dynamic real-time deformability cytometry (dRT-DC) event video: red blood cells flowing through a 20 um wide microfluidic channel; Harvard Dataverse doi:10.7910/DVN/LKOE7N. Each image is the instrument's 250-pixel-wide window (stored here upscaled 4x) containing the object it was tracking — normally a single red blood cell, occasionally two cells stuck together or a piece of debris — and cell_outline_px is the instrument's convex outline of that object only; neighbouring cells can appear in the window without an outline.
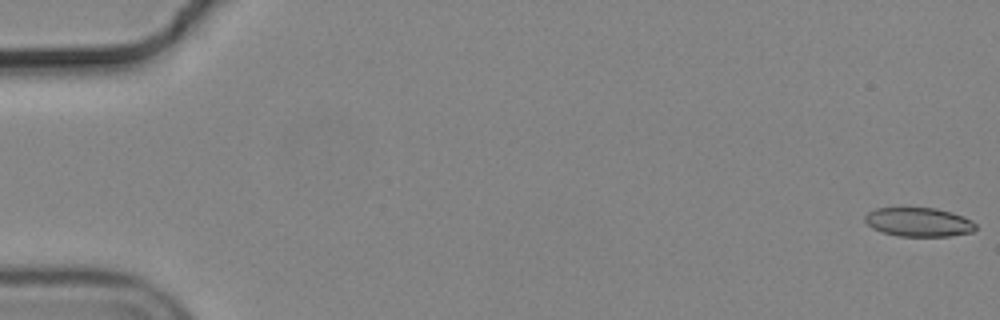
{"species": "common noctule bat (a hibernating species)", "species_latin": "Nyctalus noctula", "temperature_condition": "cold", "stored_images_in_passage": 56, "camera_frame_rate_fps": 3000, "um_per_image_px": 0.085, "animal": {"sex": "male", "body_mass_g": 19.2, "forearm_length_mm": 51.8}, "frame": {"image": 1, "passage_image": 1, "time_ms": 0.0, "image_size_px": [1000, 320], "cell_outline_px": [[976, 228], [972, 232], [952, 236], [896, 236], [880, 232], [872, 228], [864, 220], [864, 216], [868, 212], [876, 208], [936, 208], [952, 212], [964, 216], [972, 220], [976, 224]], "centroid_in_image_um": [78.09, 18.88], "position_along_channel_um": 6.9, "area_um2": 18.9}}
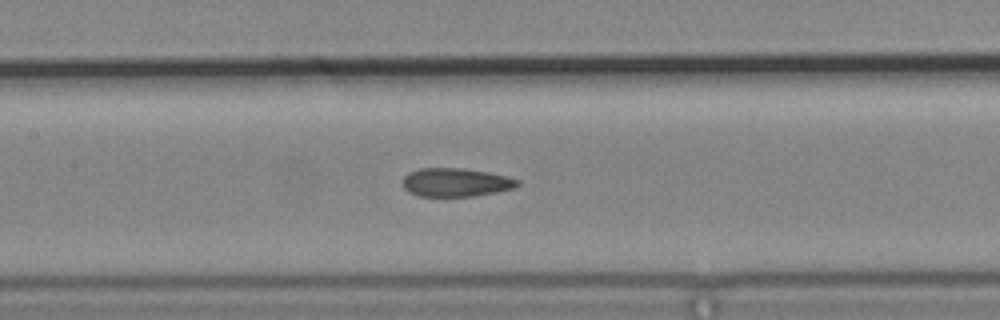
{"frame": {"image": 2, "passage_image": 27, "time_ms": 8.667, "image_size_px": [1000, 320], "cell_outline_px": [[520, 184], [516, 188], [476, 196], [420, 196], [408, 192], [404, 188], [404, 176], [408, 172], [420, 168], [464, 168], [488, 172], [508, 176], [520, 180]], "centroid_in_image_um": [38.78, 15.5], "position_along_channel_um": 168.6, "area_um2": 19.25}}
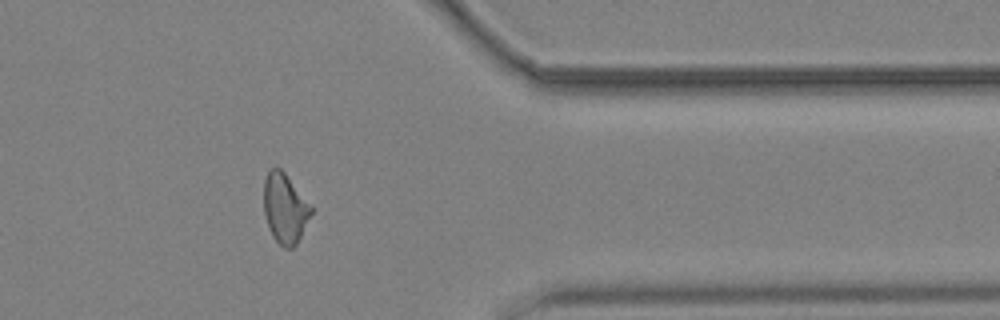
{"frame": {"image": 3, "passage_image": 46, "time_ms": 15.0, "image_size_px": [1000, 320], "cell_outline_px": [[312, 212], [296, 244], [292, 248], [284, 248], [272, 236], [268, 228], [264, 212], [264, 180], [268, 168], [280, 168], [284, 172], [312, 204]], "centroid_in_image_um": [24.21, 17.68], "position_along_channel_um": 387.2, "area_um2": 19.31}, "authors_computed_cell_mechanics": {"area_um2": 19.7098, "velocity_mm_per_s": 3.6983, "shape_relaxation_time_tau1_ms": null, "shape_relaxation_time_tau2_ms": 2.5403, "deformation_change_tau1": null, "deformation_change_tau2": 0.0872}}